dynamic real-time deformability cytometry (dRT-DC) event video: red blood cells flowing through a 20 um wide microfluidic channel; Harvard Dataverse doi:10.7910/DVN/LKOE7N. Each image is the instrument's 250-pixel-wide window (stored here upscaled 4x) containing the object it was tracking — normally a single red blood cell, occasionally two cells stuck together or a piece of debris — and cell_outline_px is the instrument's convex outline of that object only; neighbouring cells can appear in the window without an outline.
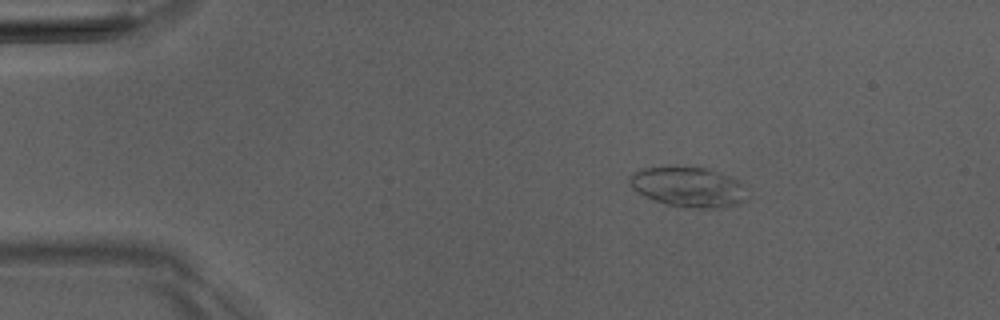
{"species": "Egyptian fruit bat (a non-hibernating species)", "species_latin": "Rousettus aegyptiacus", "temperature_condition": "room temperature", "stored_images_in_passage": 4, "camera_frame_rate_fps": 3000, "um_per_image_px": 0.085, "animal": {"sex": "male"}, "frame": {"image": 1, "passage_image": 2, "time_ms": 1.0, "image_size_px": [1000, 320], "cell_outline_px": [[744, 200], [736, 204], [724, 208], [688, 208], [668, 204], [644, 196], [632, 188], [628, 184], [628, 176], [632, 172], [644, 168], [712, 168], [744, 184]], "centroid_in_image_um": [58.48, 15.9], "position_along_channel_um": 26.5, "area_um2": 27.11}}